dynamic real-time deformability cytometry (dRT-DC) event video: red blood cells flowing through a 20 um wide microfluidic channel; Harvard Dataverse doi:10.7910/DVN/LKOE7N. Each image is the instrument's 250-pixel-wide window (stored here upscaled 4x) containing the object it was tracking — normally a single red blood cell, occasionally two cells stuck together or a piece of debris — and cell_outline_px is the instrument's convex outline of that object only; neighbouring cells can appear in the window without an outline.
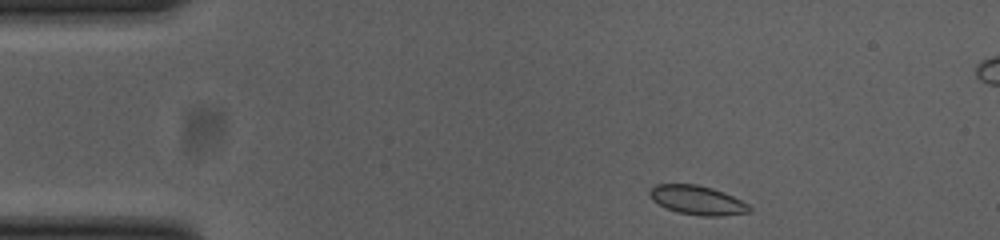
{"species": "common noctule bat (a hibernating species)", "species_latin": "Nyctalus noctula", "temperature_condition": "cold", "stored_images_in_passage": 48, "camera_frame_rate_fps": 3000, "um_per_image_px": 0.085, "animal": {"sex": "female", "body_mass_g": 23.0, "forearm_length_mm": 53.4}, "frame": {"image": 1, "passage_image": 1, "time_ms": 0.0, "image_size_px": [1000, 240], "cell_outline_px": [[752, 212], [720, 216], [700, 216], [676, 212], [652, 200], [648, 192], [656, 184], [696, 184], [712, 188], [724, 192], [748, 204], [752, 208]], "centroid_in_image_um": [59.29, 17.02], "position_along_channel_um": 25.7, "area_um2": 16.88}}
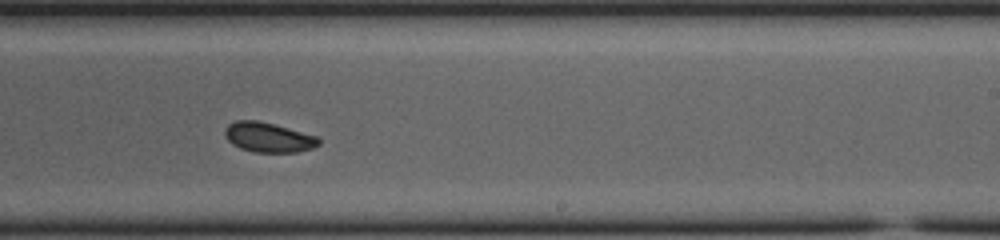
{"frame": {"image": 2, "passage_image": 26, "time_ms": 8.333, "image_size_px": [1000, 240], "cell_outline_px": [[320, 144], [312, 148], [296, 152], [252, 152], [240, 148], [232, 144], [224, 136], [224, 128], [228, 124], [236, 120], [256, 120], [320, 136]], "centroid_in_image_um": [22.8, 11.67], "position_along_channel_um": 266.2, "area_um2": 16.42}}
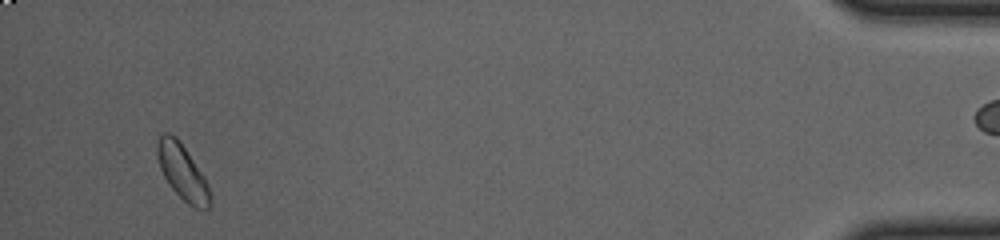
{"frame": {"image": 3, "passage_image": 45, "time_ms": 14.667, "image_size_px": [1000, 240], "cell_outline_px": [[212, 204], [208, 208], [196, 208], [188, 204], [172, 188], [164, 176], [160, 168], [156, 152], [156, 144], [160, 136], [164, 132], [168, 132], [176, 136], [180, 140], [204, 176], [208, 184], [212, 200]], "centroid_in_image_um": [15.51, 14.6], "position_along_channel_um": 419.7, "area_um2": 17.05}}